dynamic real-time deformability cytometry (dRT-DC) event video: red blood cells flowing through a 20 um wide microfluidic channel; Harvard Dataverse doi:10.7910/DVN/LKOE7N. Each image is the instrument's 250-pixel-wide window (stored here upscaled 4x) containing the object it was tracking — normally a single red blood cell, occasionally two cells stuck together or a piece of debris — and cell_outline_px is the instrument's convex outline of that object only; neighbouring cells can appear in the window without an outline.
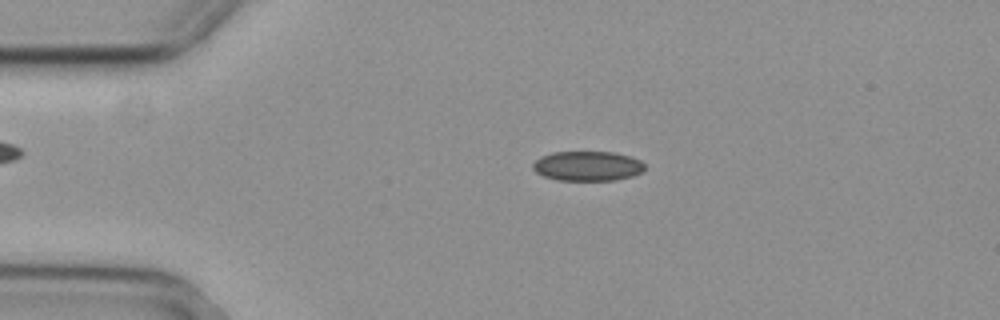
{"species": "common noctule bat (a hibernating species)", "species_latin": "Nyctalus noctula", "temperature_condition": "cold", "stored_images_in_passage": 55, "camera_frame_rate_fps": 3000, "um_per_image_px": 0.085, "animal": {"sex": "female", "body_mass_g": 29.2, "forearm_length_mm": 56.3}, "frame": {"image": 1, "passage_image": 11, "time_ms": 3.333, "image_size_px": [1000, 320], "cell_outline_px": [[644, 172], [632, 176], [616, 180], [556, 180], [544, 176], [536, 172], [532, 168], [532, 164], [540, 156], [552, 152], [616, 152], [632, 156], [640, 160], [644, 164]], "centroid_in_image_um": [49.96, 14.1], "position_along_channel_um": 35.0, "area_um2": 19.59}}
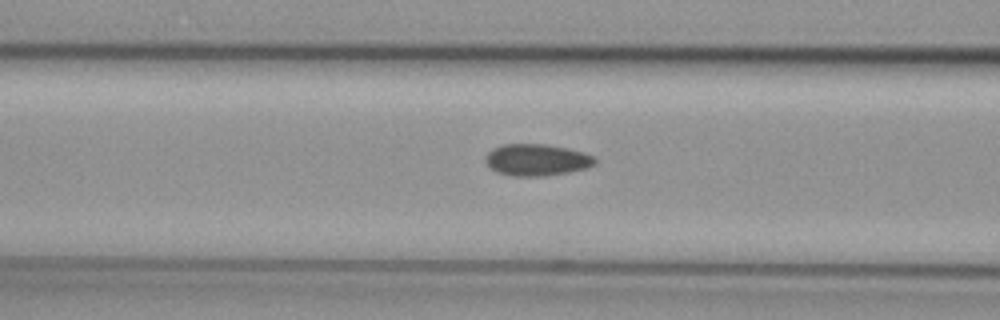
{"frame": {"image": 2, "passage_image": 21, "time_ms": 6.667, "image_size_px": [1000, 320], "cell_outline_px": [[596, 164], [588, 168], [568, 172], [544, 176], [512, 176], [496, 172], [484, 160], [484, 156], [492, 148], [504, 144], [544, 144], [568, 148], [584, 152], [592, 156], [596, 160]], "centroid_in_image_um": [45.62, 13.59], "position_along_channel_um": 121.0, "area_um2": 20.35}}
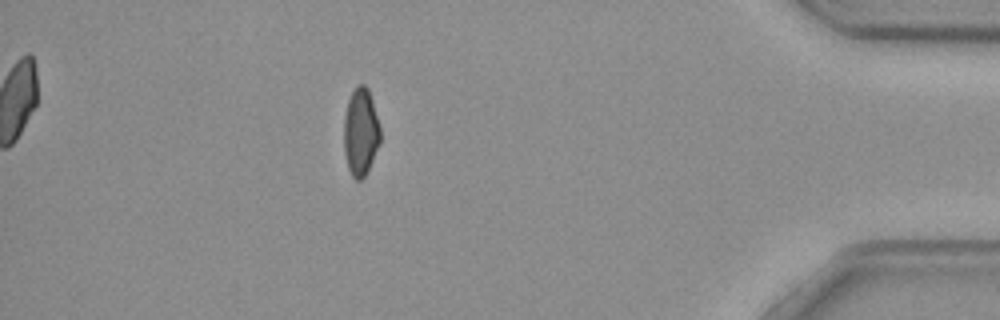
{"frame": {"image": 3, "passage_image": 48, "time_ms": 15.667, "image_size_px": [1000, 320], "cell_outline_px": [[380, 144], [368, 172], [360, 180], [356, 180], [352, 176], [348, 168], [344, 152], [344, 116], [348, 100], [356, 84], [364, 84], [368, 88], [380, 124]], "centroid_in_image_um": [30.67, 11.22], "position_along_channel_um": 404.5, "area_um2": 18.84}, "authors_computed_cell_mechanics": {"area_um2": 19.4208, "velocity_mm_per_s": 3.7195, "shape_relaxation_time_tau1_ms": null, "shape_relaxation_time_tau2_ms": 5.3285, "deformation_change_tau1": null, "deformation_change_tau2": 0.0738}}